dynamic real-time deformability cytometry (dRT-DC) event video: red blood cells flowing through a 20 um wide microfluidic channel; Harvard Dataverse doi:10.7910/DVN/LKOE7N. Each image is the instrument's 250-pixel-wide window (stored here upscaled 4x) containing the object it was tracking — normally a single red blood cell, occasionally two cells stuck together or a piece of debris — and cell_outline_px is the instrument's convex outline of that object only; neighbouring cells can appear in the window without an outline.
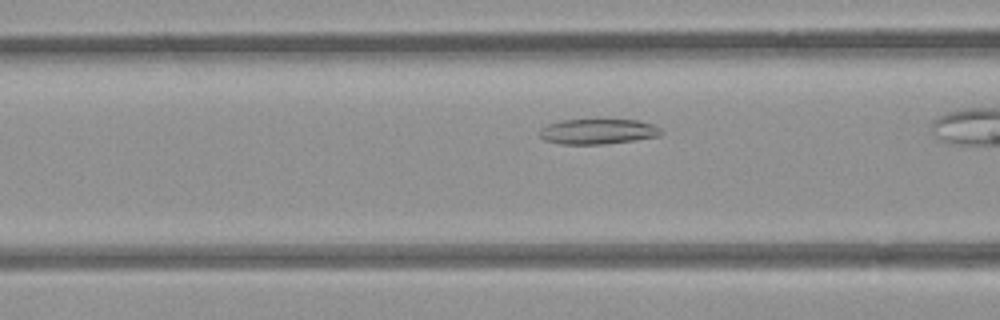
{"species": "common noctule bat (a hibernating species)", "species_latin": "Nyctalus noctula", "temperature_condition": "room temperature", "stored_images_in_passage": 33, "camera_frame_rate_fps": 3000, "um_per_image_px": 0.085, "animal": {"sex": "female", "body_mass_g": 21.9}, "frame": {"image": 1, "passage_image": 11, "time_ms": 3.333, "image_size_px": [1000, 320], "cell_outline_px": [[664, 132], [660, 136], [636, 140], [604, 144], [560, 144], [544, 140], [540, 136], [540, 128], [548, 124], [560, 120], [600, 116], [636, 120], [652, 124], [660, 128]], "centroid_in_image_um": [50.83, 11.12], "position_along_channel_um": 115.8, "area_um2": 19.02}}
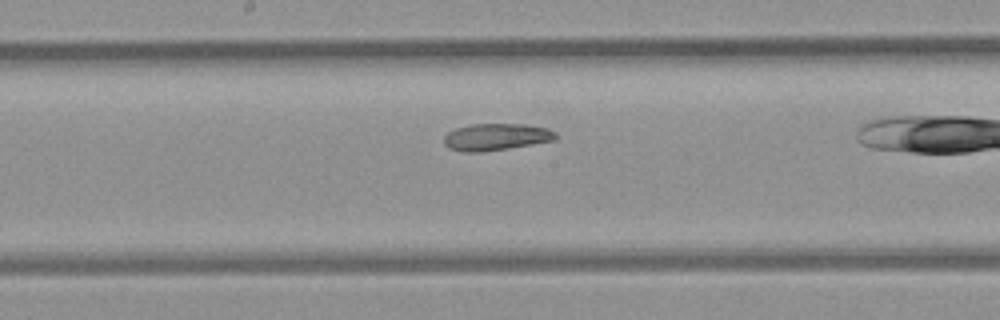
{"frame": {"image": 2, "passage_image": 18, "time_ms": 5.667, "image_size_px": [1000, 320], "cell_outline_px": [[556, 140], [508, 148], [480, 152], [464, 152], [448, 148], [444, 144], [444, 136], [448, 132], [456, 128], [468, 124], [524, 124], [548, 128], [556, 132]], "centroid_in_image_um": [42.15, 11.63], "position_along_channel_um": 206.0, "area_um2": 17.57}}
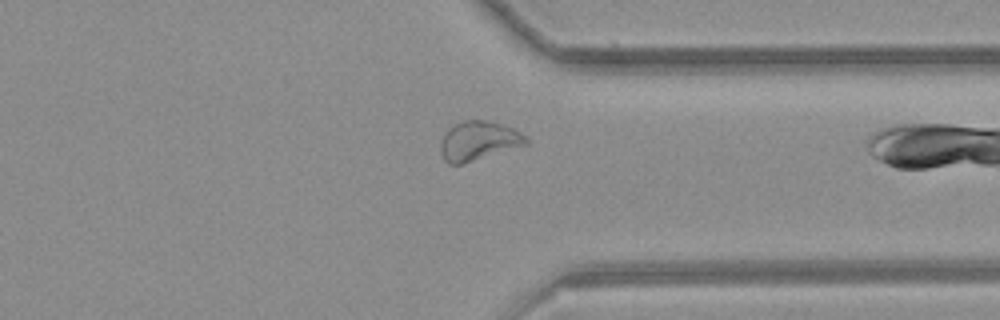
{"frame": {"image": 3, "passage_image": 31, "time_ms": 10.0, "image_size_px": [1000, 320], "cell_outline_px": [[528, 144], [460, 164], [448, 164], [444, 160], [440, 152], [440, 140], [444, 132], [448, 128], [460, 120], [488, 120], [512, 128], [528, 136]], "centroid_in_image_um": [40.64, 11.95], "position_along_channel_um": 370.8, "area_um2": 19.59}}